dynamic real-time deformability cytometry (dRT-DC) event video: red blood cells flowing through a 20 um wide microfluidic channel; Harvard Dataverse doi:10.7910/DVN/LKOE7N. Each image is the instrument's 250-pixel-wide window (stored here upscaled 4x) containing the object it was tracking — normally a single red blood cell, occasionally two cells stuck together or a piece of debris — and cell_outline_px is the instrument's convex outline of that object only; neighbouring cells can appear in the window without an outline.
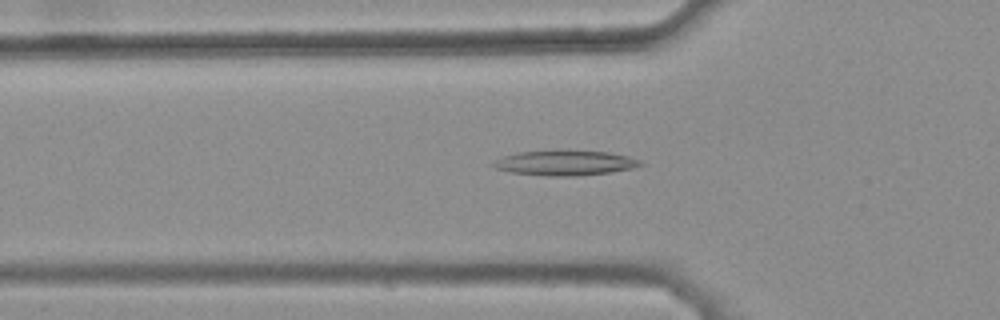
{"species": "common noctule bat (a hibernating species)", "species_latin": "Nyctalus noctula", "temperature_condition": "warm", "stored_images_in_passage": 27, "camera_frame_rate_fps": 3000, "um_per_image_px": 0.085, "animal": {"sex": "female", "body_mass_g": 25.1}, "frame": {"image": 1, "passage_image": 17, "time_ms": 5.333, "image_size_px": [1000, 320], "cell_outline_px": [[644, 164], [632, 168], [608, 172], [576, 176], [544, 176], [512, 172], [496, 168], [492, 164], [496, 160], [504, 156], [516, 152], [560, 148], [608, 152], [628, 156], [640, 160]], "centroid_in_image_um": [48.02, 13.81], "position_along_channel_um": 77.8, "area_um2": 21.96}}
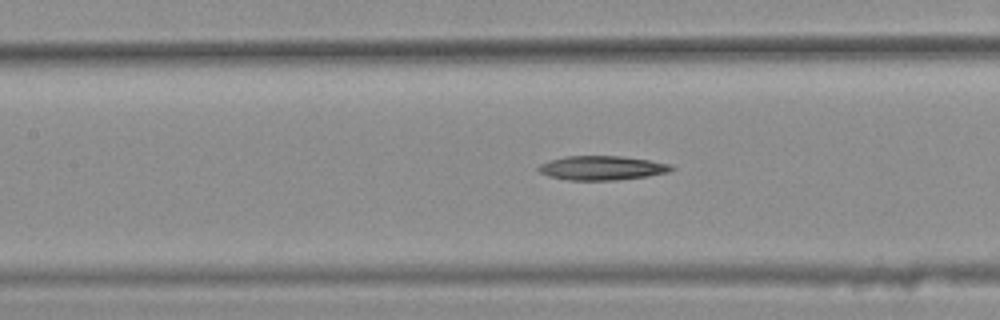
{"frame": {"image": 2, "passage_image": 23, "time_ms": 7.333, "image_size_px": [1000, 320], "cell_outline_px": [[676, 168], [668, 172], [648, 176], [616, 180], [568, 180], [548, 176], [540, 172], [536, 168], [540, 164], [548, 160], [564, 156], [620, 156], [648, 160], [672, 164]], "centroid_in_image_um": [51.15, 14.27], "position_along_channel_um": 156.2, "area_um2": 18.84}}
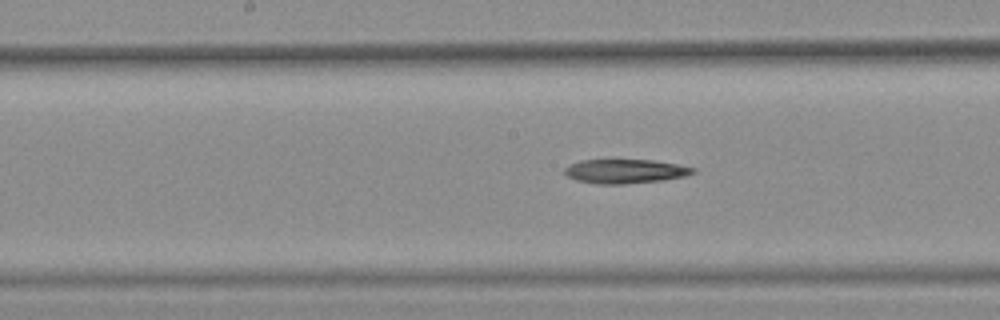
{"frame": {"image": 3, "passage_image": 26, "time_ms": 8.333, "image_size_px": [1000, 320], "cell_outline_px": [[696, 172], [684, 176], [660, 180], [624, 184], [600, 184], [576, 180], [568, 176], [564, 172], [564, 168], [568, 164], [580, 160], [652, 160], [676, 164], [696, 168]], "centroid_in_image_um": [53.11, 14.55], "position_along_channel_um": 195.1, "area_um2": 17.92}}